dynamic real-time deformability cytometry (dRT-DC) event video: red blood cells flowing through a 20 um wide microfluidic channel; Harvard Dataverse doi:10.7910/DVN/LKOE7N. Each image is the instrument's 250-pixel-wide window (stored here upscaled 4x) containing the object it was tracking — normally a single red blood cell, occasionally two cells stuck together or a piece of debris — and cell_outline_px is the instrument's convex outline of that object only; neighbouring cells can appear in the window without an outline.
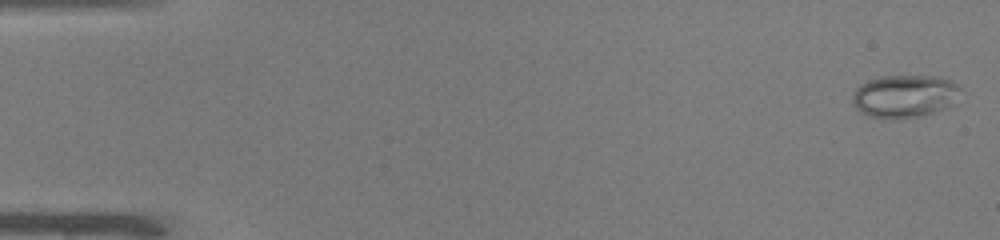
{"species": "common noctule bat (a hibernating species)", "species_latin": "Nyctalus noctula", "temperature_condition": "warm", "stored_images_in_passage": 49, "camera_frame_rate_fps": 3000, "um_per_image_px": 0.085, "animal": {"sex": "male", "body_mass_g": 19.0, "forearm_length_mm": 50.8}, "frame": {"image": 1, "passage_image": 1, "time_ms": 0.0, "image_size_px": [1000, 240], "cell_outline_px": [[960, 88], [956, 104], [948, 108], [924, 116], [896, 120], [868, 116], [860, 112], [852, 104], [852, 96], [856, 88], [860, 84], [868, 80], [880, 76], [940, 76], [952, 80]], "centroid_in_image_um": [76.91, 8.19], "position_along_channel_um": 8.1, "area_um2": 27.69}}
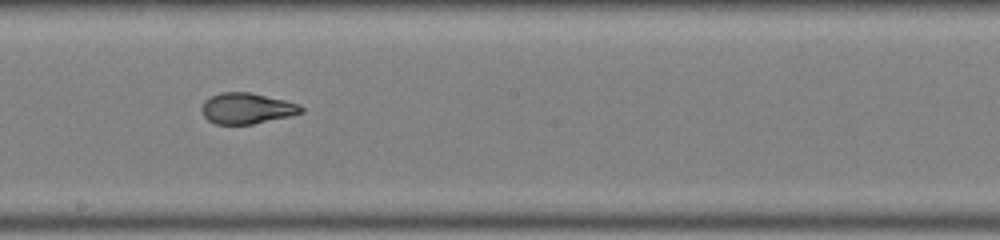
{"frame": {"image": 2, "passage_image": 28, "time_ms": 9.0, "image_size_px": [1000, 240], "cell_outline_px": [[304, 112], [292, 116], [252, 124], [216, 124], [208, 120], [204, 116], [200, 108], [204, 100], [220, 92], [248, 92], [284, 100], [300, 104], [304, 108]], "centroid_in_image_um": [20.99, 9.22], "position_along_channel_um": 227.2, "area_um2": 17.98}}
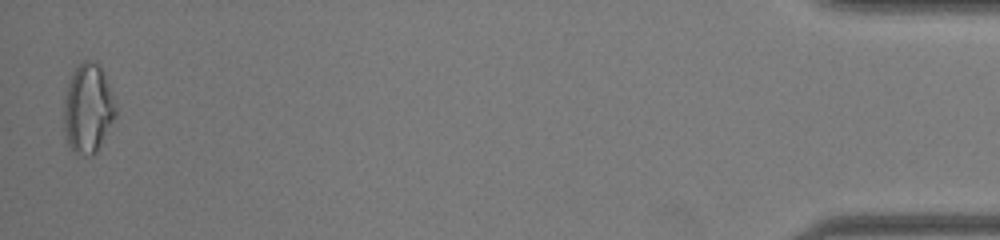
{"frame": {"image": 3, "passage_image": 49, "time_ms": 16.0, "image_size_px": [1000, 240], "cell_outline_px": [[116, 116], [96, 152], [92, 156], [84, 156], [72, 152], [68, 144], [64, 132], [64, 96], [72, 72], [84, 60], [92, 60], [100, 64], [104, 72], [116, 104]], "centroid_in_image_um": [7.47, 9.23], "position_along_channel_um": 427.7, "area_um2": 27.22}, "authors_computed_cell_mechanics": {"area_um2": 20.2878, "velocity_mm_per_s": 4.0988, "shape_relaxation_time_tau1_ms": null, "shape_relaxation_time_tau2_ms": 0.678, "deformation_change_tau1": null, "deformation_change_tau2": 0.0384}}